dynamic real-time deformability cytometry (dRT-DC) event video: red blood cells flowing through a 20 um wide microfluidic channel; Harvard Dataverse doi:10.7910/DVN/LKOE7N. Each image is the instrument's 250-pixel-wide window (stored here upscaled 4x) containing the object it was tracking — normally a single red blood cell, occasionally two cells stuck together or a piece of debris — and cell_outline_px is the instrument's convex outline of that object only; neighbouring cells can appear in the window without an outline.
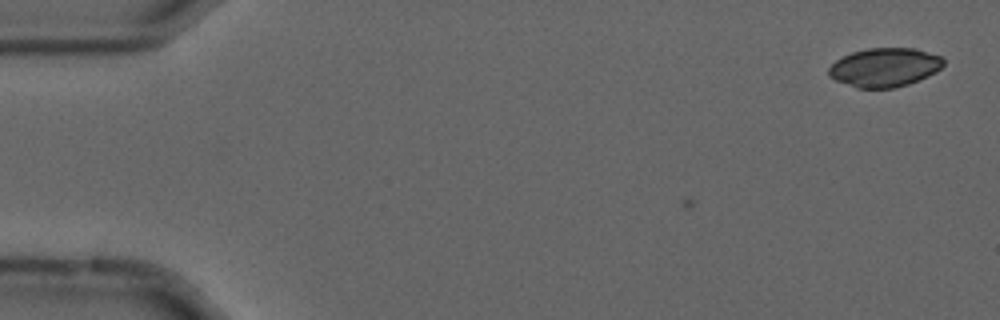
{"species": "common noctule bat (a hibernating species)", "species_latin": "Nyctalus noctula", "temperature_condition": "cold", "stored_images_in_passage": 4, "camera_frame_rate_fps": 3000, "um_per_image_px": 0.085, "animal": {"sex": "male", "forearm_length_mm": 52.5}, "frame": {"image": 1, "passage_image": 4, "time_ms": 1.0, "image_size_px": [1000, 320], "cell_outline_px": [[944, 64], [936, 72], [928, 76], [908, 84], [892, 88], [856, 88], [836, 80], [828, 76], [828, 68], [836, 60], [852, 52], [868, 48], [916, 48], [940, 56], [944, 60]], "centroid_in_image_um": [75.19, 5.72], "position_along_channel_um": 9.8, "area_um2": 25.95}}